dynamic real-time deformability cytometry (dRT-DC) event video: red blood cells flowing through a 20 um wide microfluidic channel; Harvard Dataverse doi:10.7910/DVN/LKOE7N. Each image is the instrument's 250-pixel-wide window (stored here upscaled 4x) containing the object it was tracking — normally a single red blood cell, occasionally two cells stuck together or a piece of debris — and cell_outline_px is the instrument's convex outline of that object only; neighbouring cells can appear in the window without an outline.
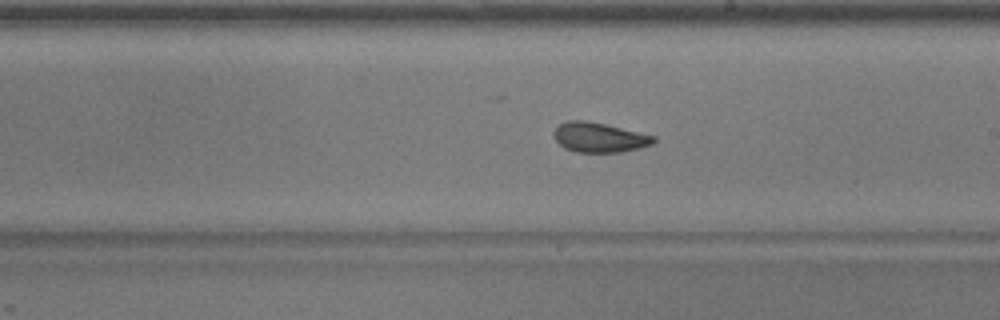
{"species": "common noctule bat (a hibernating species)", "species_latin": "Nyctalus noctula", "temperature_condition": "warm", "stored_images_in_passage": 52, "camera_frame_rate_fps": 3000, "um_per_image_px": 0.085, "animal": {"sex": "male", "body_mass_g": 17.9}, "frame": {"image": 1, "passage_image": 30, "time_ms": 9.667, "image_size_px": [1000, 320], "cell_outline_px": [[656, 140], [652, 144], [640, 148], [620, 152], [576, 152], [564, 148], [556, 140], [552, 132], [560, 124], [568, 120], [588, 120], [656, 136]], "centroid_in_image_um": [50.93, 11.67], "position_along_channel_um": 238.1, "area_um2": 17.34}}